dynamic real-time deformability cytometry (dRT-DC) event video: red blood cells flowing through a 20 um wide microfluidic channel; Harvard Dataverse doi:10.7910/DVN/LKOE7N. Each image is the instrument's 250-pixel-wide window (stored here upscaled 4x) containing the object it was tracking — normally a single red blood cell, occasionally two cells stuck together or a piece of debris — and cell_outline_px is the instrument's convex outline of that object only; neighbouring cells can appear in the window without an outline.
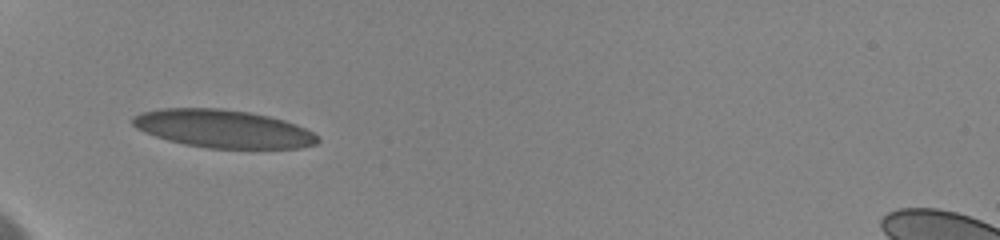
{"species": "human", "species_latin": "Homo sapiens", "temperature_condition": "cold", "stored_images_in_passage": 36, "camera_frame_rate_fps": 3000, "um_per_image_px": 0.085, "donor": {"sex": "female"}, "frame": {"image": 1, "passage_image": 1, "time_ms": 0.0, "image_size_px": [1000, 240], "cell_outline_px": [[320, 140], [316, 144], [300, 148], [208, 148], [184, 144], [168, 140], [144, 132], [136, 128], [132, 124], [132, 116], [140, 112], [160, 108], [224, 108], [248, 112], [268, 116], [284, 120], [296, 124], [320, 136]], "centroid_in_image_um": [18.95, 10.94], "position_along_channel_um": 66.0, "area_um2": 41.1}}
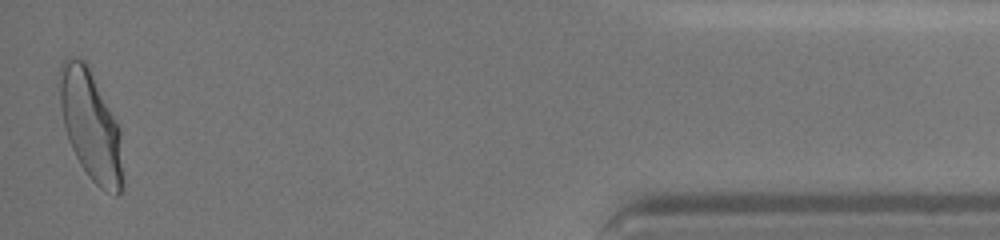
{"frame": {"image": 2, "passage_image": 36, "time_ms": 12.0, "image_size_px": [1000, 240], "cell_outline_px": [[124, 188], [116, 196], [100, 188], [92, 180], [80, 164], [72, 148], [64, 128], [60, 108], [60, 64], [68, 56], [84, 60], [116, 120], [120, 128], [124, 180]], "centroid_in_image_um": [7.73, 10.73], "position_along_channel_um": 427.5, "area_um2": 40.23}, "authors_computed_cell_mechanics": {"area_um2": 38.4948, "velocity_mm_per_s": 3.5803, "shape_relaxation_time_tau1_ms": 8.0731, "shape_relaxation_time_tau2_ms": null, "deformation_change_tau1": 0.2433, "deformation_change_tau2": null}}